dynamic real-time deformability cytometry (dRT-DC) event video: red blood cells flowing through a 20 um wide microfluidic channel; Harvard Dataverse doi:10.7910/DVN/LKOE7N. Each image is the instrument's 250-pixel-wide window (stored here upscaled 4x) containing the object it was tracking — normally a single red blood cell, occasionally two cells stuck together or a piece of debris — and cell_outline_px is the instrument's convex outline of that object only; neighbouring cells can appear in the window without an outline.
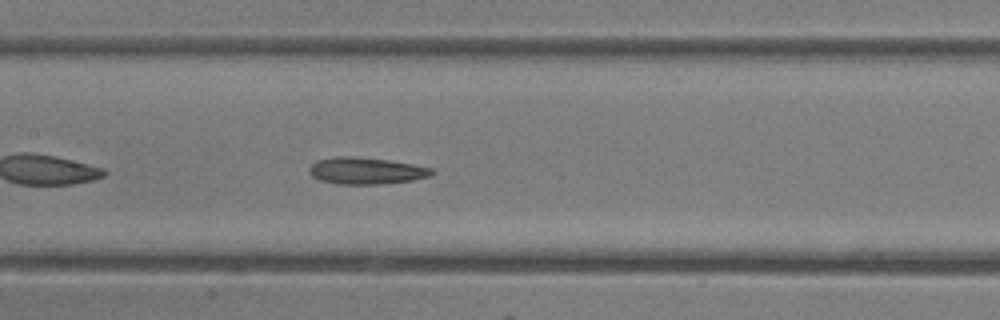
{"species": "common noctule bat (a hibernating species)", "species_latin": "Nyctalus noctula", "temperature_condition": "room temperature", "stored_images_in_passage": 31, "camera_frame_rate_fps": 3000, "um_per_image_px": 0.085, "animal": {"sex": "female"}, "frame": {"image": 1, "passage_image": 10, "time_ms": 3.0, "image_size_px": [1000, 320], "cell_outline_px": [[436, 172], [432, 176], [412, 180], [380, 184], [336, 184], [320, 180], [312, 176], [308, 172], [308, 168], [316, 160], [336, 156], [352, 156], [388, 160], [412, 164], [432, 168]], "centroid_in_image_um": [31.11, 14.51], "position_along_channel_um": 176.3, "area_um2": 19.25}}